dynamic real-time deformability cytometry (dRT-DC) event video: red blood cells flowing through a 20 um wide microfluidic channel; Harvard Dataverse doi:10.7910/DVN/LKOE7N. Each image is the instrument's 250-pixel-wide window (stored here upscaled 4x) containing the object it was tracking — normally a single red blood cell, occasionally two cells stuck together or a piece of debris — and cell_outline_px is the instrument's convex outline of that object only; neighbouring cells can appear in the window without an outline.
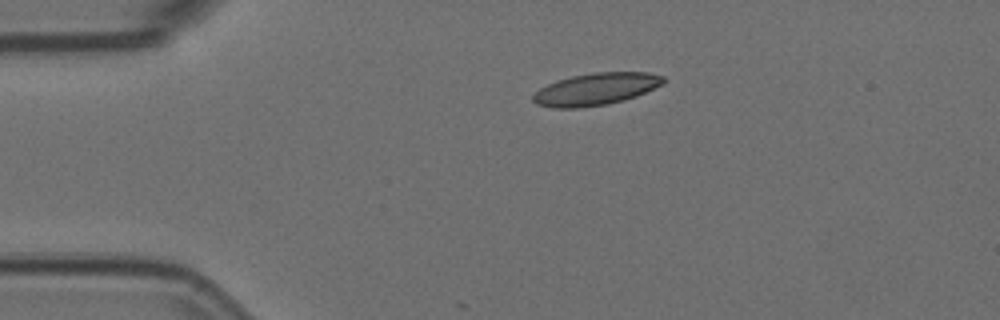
{"species": "Egyptian fruit bat (a non-hibernating species)", "species_latin": "Rousettus aegyptiacus", "temperature_condition": "room temperature", "stored_images_in_passage": 7, "camera_frame_rate_fps": 3000, "um_per_image_px": 0.085, "animal": {"sex": "female"}, "frame": {"image": 1, "passage_image": 3, "time_ms": 0.667, "image_size_px": [1000, 320], "cell_outline_px": [[664, 84], [636, 96], [624, 100], [608, 104], [580, 108], [556, 108], [536, 104], [532, 100], [532, 96], [540, 88], [556, 80], [572, 76], [592, 72], [648, 72], [664, 76]], "centroid_in_image_um": [50.65, 7.57], "position_along_channel_um": 34.3, "area_um2": 24.51}}
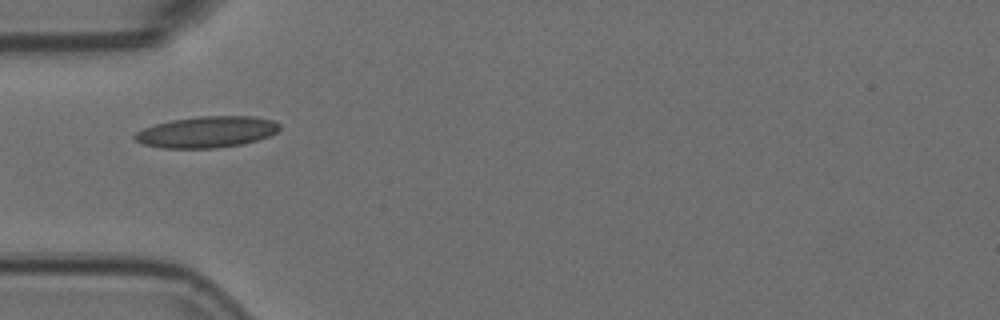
{"frame": {"image": 2, "passage_image": 5, "time_ms": 1.333, "image_size_px": [1000, 320], "cell_outline_px": [[280, 128], [272, 136], [244, 144], [216, 148], [164, 148], [140, 144], [132, 136], [136, 132], [144, 128], [156, 124], [172, 120], [200, 116], [252, 116], [272, 120], [280, 124]], "centroid_in_image_um": [17.59, 11.22], "position_along_channel_um": 67.4, "area_um2": 26.53}}
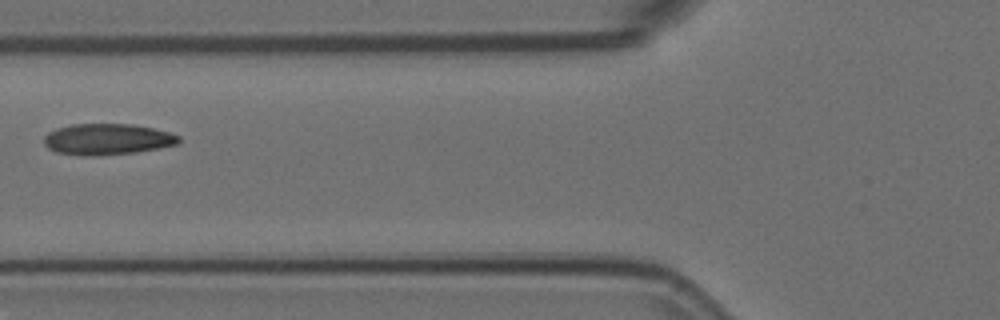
{"frame": {"image": 3, "passage_image": 6, "time_ms": 1.667, "image_size_px": [1000, 320], "cell_outline_px": [[180, 144], [136, 152], [92, 156], [84, 156], [56, 152], [48, 148], [44, 144], [44, 136], [48, 132], [56, 128], [72, 124], [132, 124], [152, 128], [168, 132], [180, 136]], "centroid_in_image_um": [9.11, 11.83], "position_along_channel_um": 116.7, "area_um2": 24.51}}